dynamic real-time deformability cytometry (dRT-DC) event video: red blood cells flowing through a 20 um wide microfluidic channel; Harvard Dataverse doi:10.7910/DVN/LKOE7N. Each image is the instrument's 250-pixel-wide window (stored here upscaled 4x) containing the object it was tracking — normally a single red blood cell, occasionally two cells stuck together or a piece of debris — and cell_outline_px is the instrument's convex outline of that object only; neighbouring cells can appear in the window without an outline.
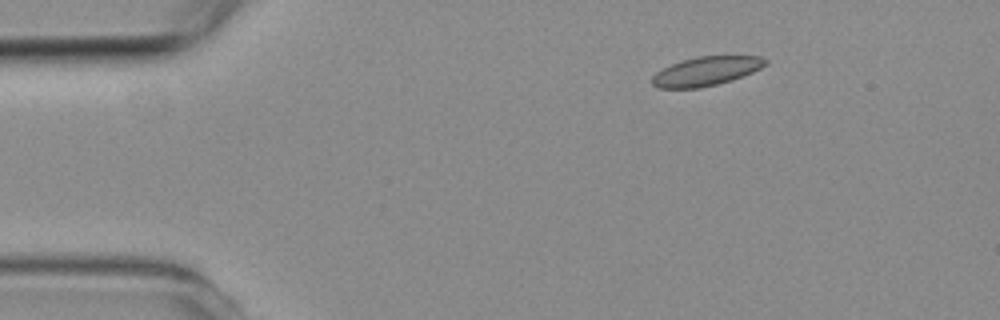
{"species": "common noctule bat (a hibernating species)", "species_latin": "Nyctalus noctula", "temperature_condition": "room temperature", "stored_images_in_passage": 5, "camera_frame_rate_fps": 3000, "um_per_image_px": 0.085, "animal": {"sex": "female", "body_mass_g": 19.3, "forearm_length_mm": 54.1}, "frame": {"image": 1, "passage_image": 3, "time_ms": 2.333, "image_size_px": [1000, 320], "cell_outline_px": [[768, 64], [752, 72], [732, 80], [700, 88], [660, 88], [652, 84], [652, 76], [656, 72], [672, 64], [696, 56], [760, 56], [768, 60]], "centroid_in_image_um": [60.04, 6.05], "position_along_channel_um": 25.0, "area_um2": 19.02}}
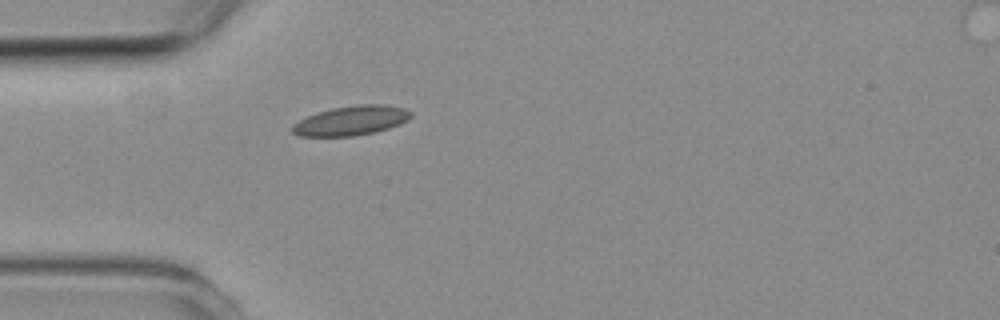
{"frame": {"image": 2, "passage_image": 5, "time_ms": 4.667, "image_size_px": [1000, 320], "cell_outline_px": [[412, 116], [408, 120], [400, 124], [376, 132], [352, 136], [300, 136], [292, 132], [292, 124], [316, 112], [332, 108], [356, 104], [384, 104], [404, 108], [412, 112]], "centroid_in_image_um": [29.87, 10.24], "position_along_channel_um": 55.1, "area_um2": 20.46}}